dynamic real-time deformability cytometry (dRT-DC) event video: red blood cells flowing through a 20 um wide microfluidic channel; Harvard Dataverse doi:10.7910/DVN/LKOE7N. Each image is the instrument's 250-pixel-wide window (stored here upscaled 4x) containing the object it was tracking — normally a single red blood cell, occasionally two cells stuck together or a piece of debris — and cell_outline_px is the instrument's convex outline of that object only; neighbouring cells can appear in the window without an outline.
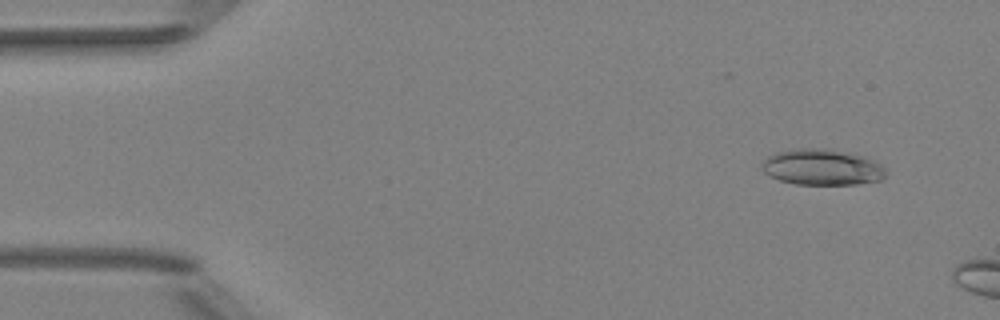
{"species": "Egyptian fruit bat (a non-hibernating species)", "species_latin": "Rousettus aegyptiacus", "temperature_condition": "room temperature", "stored_images_in_passage": 10, "camera_frame_rate_fps": 3000, "um_per_image_px": 0.085, "animal": {"sex": "female"}, "frame": {"image": 1, "passage_image": 5, "time_ms": 1.333, "image_size_px": [1000, 320], "cell_outline_px": [[888, 172], [880, 180], [856, 184], [796, 184], [780, 180], [764, 172], [764, 160], [768, 156], [776, 152], [796, 148], [832, 148], [860, 156], [880, 164], [888, 168]], "centroid_in_image_um": [69.91, 14.2], "position_along_channel_um": 15.1, "area_um2": 25.78}}